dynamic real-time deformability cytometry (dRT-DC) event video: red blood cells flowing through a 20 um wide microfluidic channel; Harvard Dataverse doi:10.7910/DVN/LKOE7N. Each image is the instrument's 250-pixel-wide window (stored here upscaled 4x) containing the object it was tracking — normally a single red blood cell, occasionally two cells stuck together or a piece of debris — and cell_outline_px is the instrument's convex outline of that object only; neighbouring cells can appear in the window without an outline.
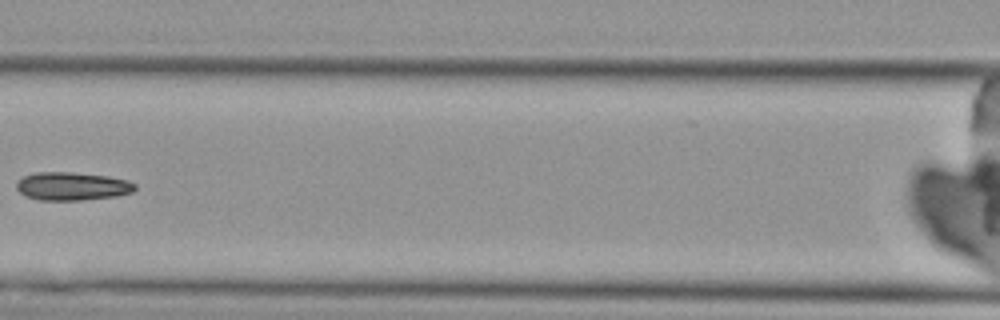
{"species": "Egyptian fruit bat (a non-hibernating species)", "species_latin": "Rousettus aegyptiacus", "temperature_condition": "cold", "stored_images_in_passage": 4, "camera_frame_rate_fps": 3000, "um_per_image_px": 0.085, "animal": {"sex": "female"}, "frame": {"image": 1, "passage_image": 4, "time_ms": 3.667, "image_size_px": [1000, 320], "cell_outline_px": [[136, 188], [132, 192], [116, 196], [80, 200], [40, 200], [28, 196], [20, 192], [16, 188], [16, 180], [24, 176], [36, 172], [72, 172], [108, 176], [128, 180], [136, 184]], "centroid_in_image_um": [6.13, 15.82], "position_along_channel_um": 160.5, "area_um2": 19.48}}